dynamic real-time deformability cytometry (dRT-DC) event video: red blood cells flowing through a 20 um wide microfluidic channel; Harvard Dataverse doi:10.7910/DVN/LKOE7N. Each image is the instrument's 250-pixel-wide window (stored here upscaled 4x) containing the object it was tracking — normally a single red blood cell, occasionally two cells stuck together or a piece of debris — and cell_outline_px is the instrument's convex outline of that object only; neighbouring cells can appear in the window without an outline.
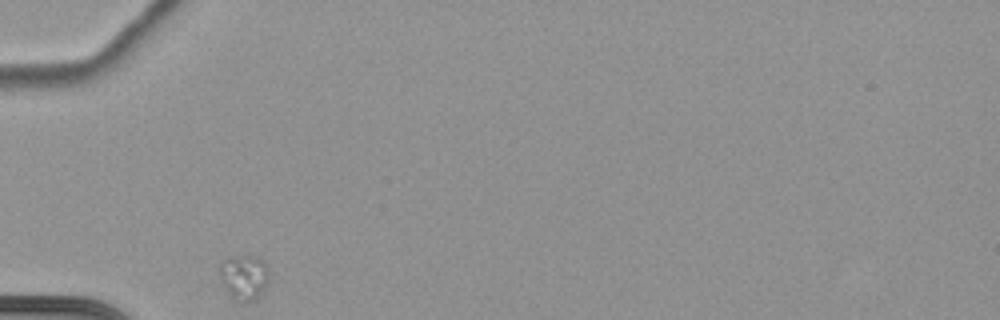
{"species": "common noctule bat (a hibernating species)", "species_latin": "Nyctalus noctula", "temperature_condition": "cold", "stored_images_in_passage": 17, "camera_frame_rate_fps": 3000, "um_per_image_px": 0.085, "animal": {"sex": "female", "body_mass_g": 22.7, "forearm_length_mm": 54.2}, "frame": {"image": 1, "passage_image": 1, "time_ms": 0.0, "image_size_px": [1000, 320], "cell_outline_px": [[268, 276], [264, 288], [252, 300], [244, 304], [232, 300], [220, 280], [220, 264], [228, 256], [256, 256], [264, 260], [268, 264]], "centroid_in_image_um": [20.72, 23.55], "position_along_channel_um": 64.3, "area_um2": 13.12}}